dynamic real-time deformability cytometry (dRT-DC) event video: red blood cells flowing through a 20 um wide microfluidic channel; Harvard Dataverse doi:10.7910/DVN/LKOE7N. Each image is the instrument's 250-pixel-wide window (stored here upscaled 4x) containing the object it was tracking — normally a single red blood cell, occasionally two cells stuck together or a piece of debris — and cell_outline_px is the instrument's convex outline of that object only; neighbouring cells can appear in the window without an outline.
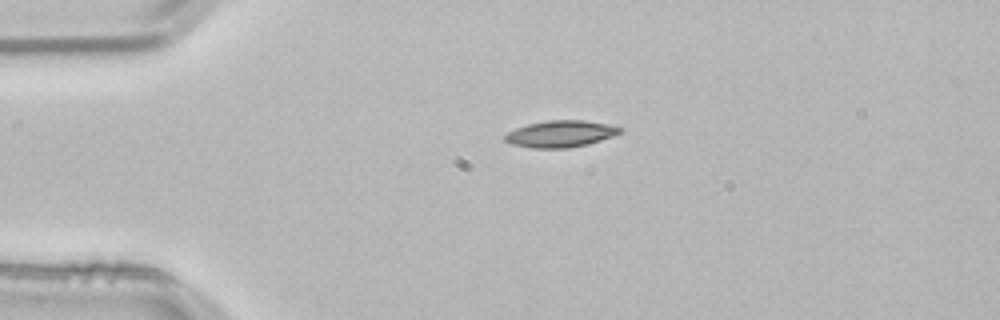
{"species": "common noctule bat (a hibernating species)", "species_latin": "Nyctalus noctula", "temperature_condition": "room temperature", "stored_images_in_passage": 1, "camera_frame_rate_fps": 3000, "um_per_image_px": 0.085, "animal": {"sex": "male", "body_mass_g": 21.5, "forearm_length_mm": 52.0}, "frame": {"image": 1, "passage_image": 1, "time_ms": 0.0, "image_size_px": [1000, 320], "cell_outline_px": [[624, 128], [620, 132], [612, 136], [588, 144], [568, 148], [532, 148], [512, 144], [504, 140], [504, 136], [508, 132], [516, 128], [528, 124], [548, 120], [584, 120], [608, 124]], "centroid_in_image_um": [47.64, 11.37], "position_along_channel_um": 37.4, "area_um2": 17.8}}